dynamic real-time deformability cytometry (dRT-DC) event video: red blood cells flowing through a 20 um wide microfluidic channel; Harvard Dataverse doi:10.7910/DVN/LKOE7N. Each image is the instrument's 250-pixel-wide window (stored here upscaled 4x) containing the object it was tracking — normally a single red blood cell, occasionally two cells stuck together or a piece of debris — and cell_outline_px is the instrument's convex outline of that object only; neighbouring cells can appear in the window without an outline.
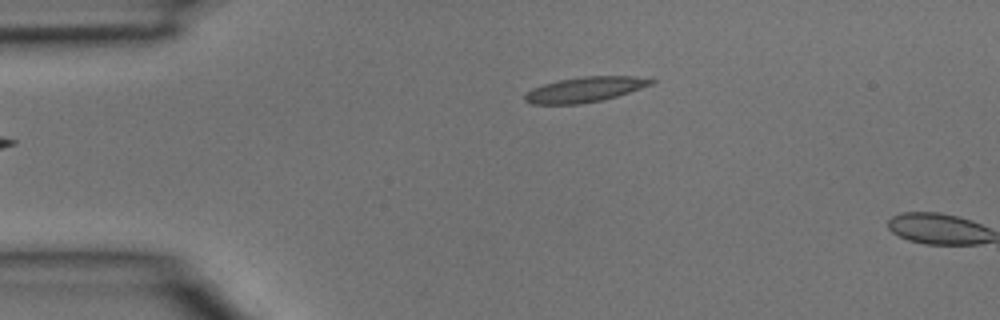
{"species": "common noctule bat (a hibernating species)", "species_latin": "Nyctalus noctula", "temperature_condition": "room temperature", "stored_images_in_passage": 3, "camera_frame_rate_fps": 3000, "um_per_image_px": 0.085, "animal": {"sex": "male", "body_mass_g": 15.6}, "frame": {"image": 1, "passage_image": 3, "time_ms": 0.667, "image_size_px": [1000, 320], "cell_outline_px": [[656, 80], [652, 84], [616, 96], [600, 100], [580, 104], [532, 104], [524, 100], [524, 96], [532, 88], [544, 84], [560, 80], [584, 76], [636, 76]], "centroid_in_image_um": [49.7, 7.6], "position_along_channel_um": 35.3, "area_um2": 18.21}}